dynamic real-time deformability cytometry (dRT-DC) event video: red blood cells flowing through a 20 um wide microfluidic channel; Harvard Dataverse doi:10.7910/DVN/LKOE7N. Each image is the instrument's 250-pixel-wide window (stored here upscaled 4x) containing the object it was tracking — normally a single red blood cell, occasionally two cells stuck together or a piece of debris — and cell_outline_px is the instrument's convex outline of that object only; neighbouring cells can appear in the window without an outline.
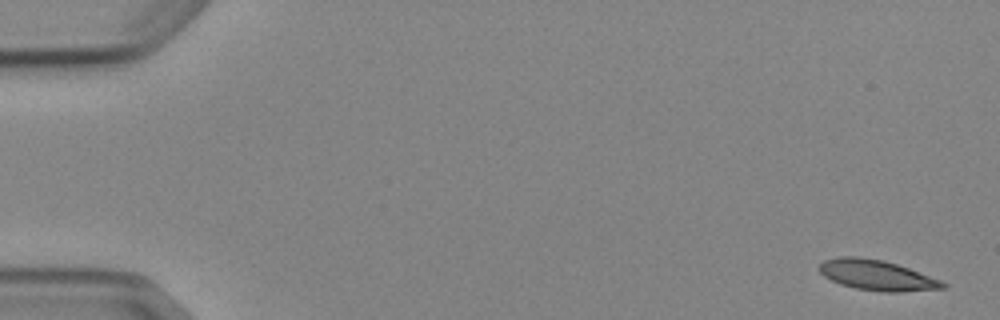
{"species": "Egyptian fruit bat (a non-hibernating species)", "species_latin": "Rousettus aegyptiacus", "temperature_condition": "cold", "stored_images_in_passage": 5, "camera_frame_rate_fps": 3000, "um_per_image_px": 0.085, "animal": {"sex": "female"}, "frame": {"image": 1, "passage_image": 1, "time_ms": 0.0, "image_size_px": [1000, 320], "cell_outline_px": [[948, 288], [900, 292], [880, 292], [856, 288], [840, 284], [824, 276], [820, 272], [820, 264], [824, 260], [840, 256], [856, 256], [884, 260], [908, 268], [940, 280], [948, 284]], "centroid_in_image_um": [74.55, 23.4], "position_along_channel_um": 10.5, "area_um2": 21.79}}
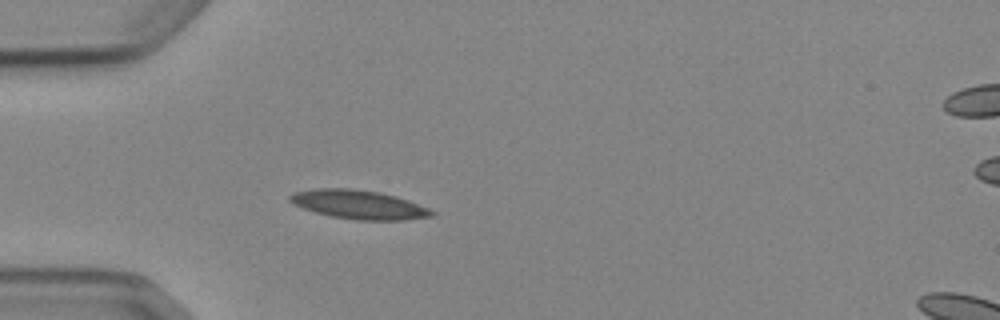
{"frame": {"image": 2, "passage_image": 5, "time_ms": 4.667, "image_size_px": [1000, 320], "cell_outline_px": [[436, 216], [404, 220], [356, 220], [332, 216], [316, 212], [292, 204], [288, 200], [288, 196], [292, 192], [316, 188], [352, 188], [380, 192], [396, 196], [408, 200], [428, 208], [436, 212]], "centroid_in_image_um": [30.5, 17.38], "position_along_channel_um": 54.5, "area_um2": 24.04}}